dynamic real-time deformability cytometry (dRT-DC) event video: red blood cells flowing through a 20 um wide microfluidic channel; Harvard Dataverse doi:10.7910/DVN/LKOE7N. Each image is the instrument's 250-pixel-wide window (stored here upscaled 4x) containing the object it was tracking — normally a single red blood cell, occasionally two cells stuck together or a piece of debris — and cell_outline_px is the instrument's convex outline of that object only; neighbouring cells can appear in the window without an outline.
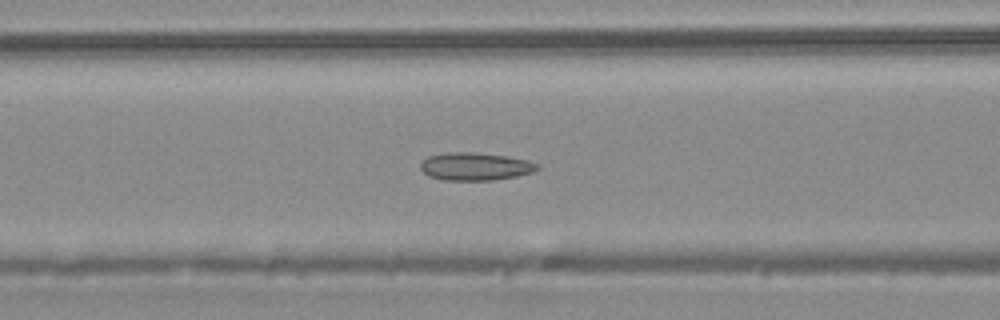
{"species": "common noctule bat (a hibernating species)", "species_latin": "Nyctalus noctula", "temperature_condition": "warm", "stored_images_in_passage": 49, "camera_frame_rate_fps": 3000, "um_per_image_px": 0.085, "animal": {"sex": "male", "body_mass_g": 20.4}, "frame": {"image": 1, "passage_image": 20, "time_ms": 6.333, "image_size_px": [1000, 320], "cell_outline_px": [[540, 168], [532, 172], [516, 176], [492, 180], [444, 180], [428, 176], [420, 168], [420, 164], [428, 156], [448, 152], [472, 152], [508, 156], [528, 160], [540, 164]], "centroid_in_image_um": [40.41, 14.14], "position_along_channel_um": 126.2, "area_um2": 18.96}}
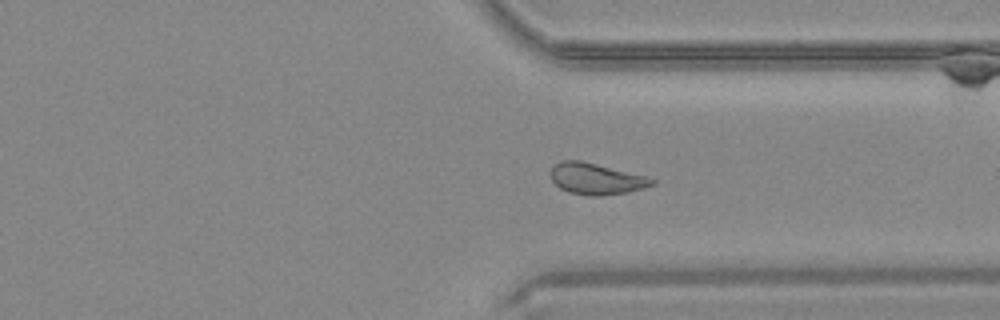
{"frame": {"image": 2, "passage_image": 37, "time_ms": 12.0, "image_size_px": [1000, 320], "cell_outline_px": [[656, 184], [644, 188], [624, 192], [600, 196], [588, 196], [568, 192], [560, 188], [552, 180], [552, 168], [560, 160], [580, 160], [648, 176], [656, 180]], "centroid_in_image_um": [50.7, 15.2], "position_along_channel_um": 360.7, "area_um2": 18.44}}
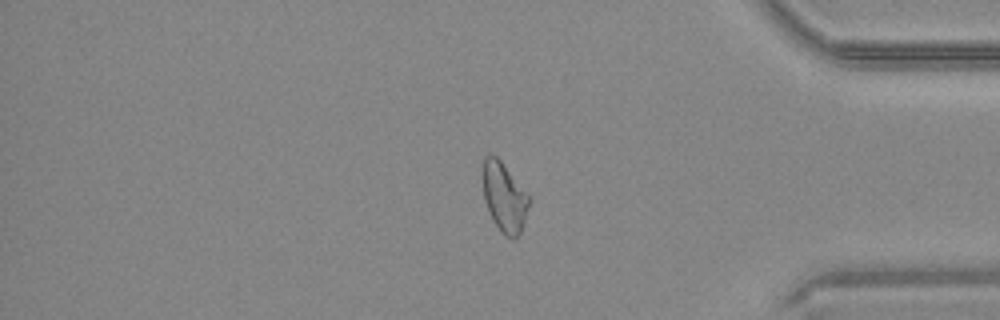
{"frame": {"image": 3, "passage_image": 41, "time_ms": 13.333, "image_size_px": [1000, 320], "cell_outline_px": [[532, 200], [520, 232], [516, 236], [504, 236], [500, 232], [492, 220], [484, 200], [480, 176], [484, 156], [488, 152], [496, 156], [500, 160]], "centroid_in_image_um": [42.81, 16.71], "position_along_channel_um": 392.4, "area_um2": 19.02}, "authors_computed_cell_mechanics": {"area_um2": 19.363, "velocity_mm_per_s": 4.1319, "shape_relaxation_time_tau1_ms": null, "shape_relaxation_time_tau2_ms": 3.2511, "deformation_change_tau1": null, "deformation_change_tau2": 0.1129}}